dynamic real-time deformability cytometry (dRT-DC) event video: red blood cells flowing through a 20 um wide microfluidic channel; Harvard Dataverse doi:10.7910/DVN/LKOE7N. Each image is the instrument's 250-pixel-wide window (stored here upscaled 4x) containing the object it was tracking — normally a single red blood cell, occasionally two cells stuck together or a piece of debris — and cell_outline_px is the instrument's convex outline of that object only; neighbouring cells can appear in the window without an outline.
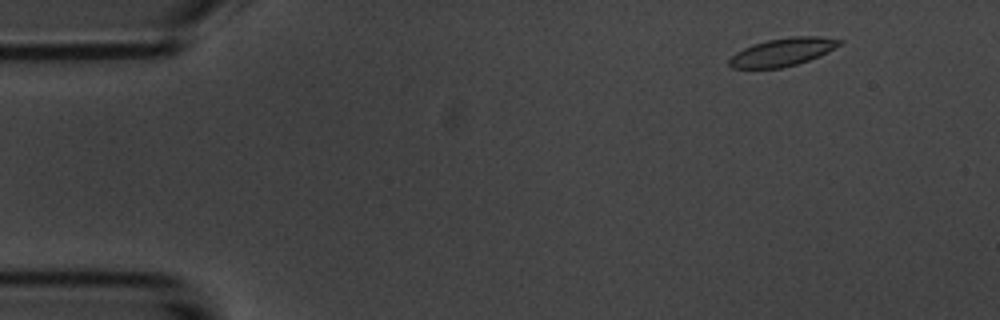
{"species": "common noctule bat (a hibernating species)", "species_latin": "Nyctalus noctula", "temperature_condition": "room temperature", "stored_images_in_passage": 5, "camera_frame_rate_fps": 3000, "um_per_image_px": 0.085, "animal": {"sex": "male", "body_mass_g": 20.1, "forearm_length_mm": 53.5}, "frame": {"image": 1, "passage_image": 2, "time_ms": 1.0, "image_size_px": [1000, 320], "cell_outline_px": [[844, 44], [808, 60], [796, 64], [780, 68], [732, 68], [728, 64], [728, 60], [736, 52], [752, 44], [768, 40], [792, 36], [820, 36], [844, 40]], "centroid_in_image_um": [66.53, 4.41], "position_along_channel_um": 18.5, "area_um2": 17.92}}
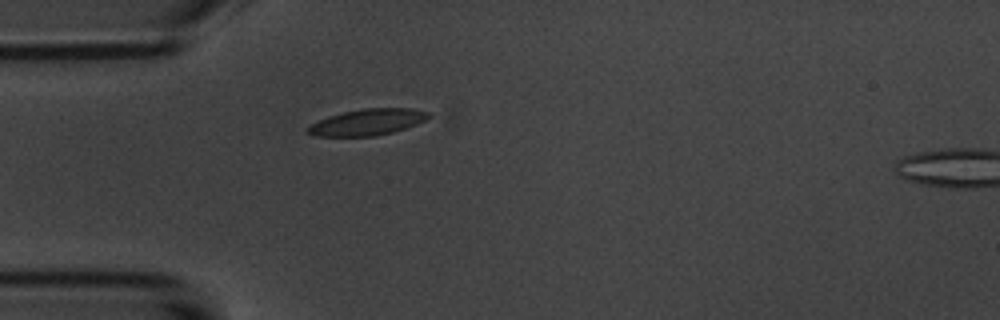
{"frame": {"image": 2, "passage_image": 4, "time_ms": 4.333, "image_size_px": [1000, 320], "cell_outline_px": [[432, 116], [416, 124], [392, 132], [372, 136], [312, 136], [308, 132], [308, 128], [312, 124], [328, 116], [344, 112], [364, 108], [412, 108], [432, 112]], "centroid_in_image_um": [31.28, 10.37], "position_along_channel_um": 53.7, "area_um2": 18.32}}